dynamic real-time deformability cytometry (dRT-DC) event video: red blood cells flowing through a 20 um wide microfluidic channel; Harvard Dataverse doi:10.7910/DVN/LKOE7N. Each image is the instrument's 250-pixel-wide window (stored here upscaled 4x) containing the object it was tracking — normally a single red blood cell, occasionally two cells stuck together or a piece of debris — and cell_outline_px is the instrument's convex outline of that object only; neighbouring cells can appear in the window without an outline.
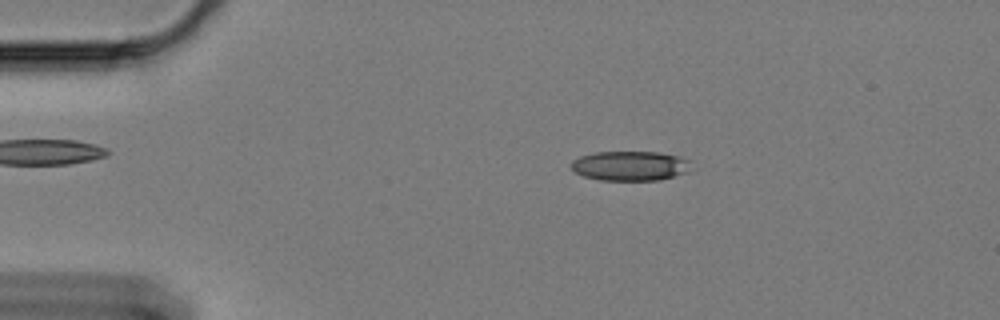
{"species": "Egyptian fruit bat (a non-hibernating species)", "species_latin": "Rousettus aegyptiacus", "temperature_condition": "cold", "stored_images_in_passage": 59, "camera_frame_rate_fps": 3000, "um_per_image_px": 0.085, "animal": {"sex": "female"}, "frame": {"image": 1, "passage_image": 10, "time_ms": 3.0, "image_size_px": [1000, 320], "cell_outline_px": [[692, 172], [660, 180], [600, 180], [584, 176], [576, 172], [572, 168], [572, 160], [580, 156], [596, 152], [660, 152], [692, 160]], "centroid_in_image_um": [53.66, 14.1], "position_along_channel_um": 31.3, "area_um2": 20.98}}
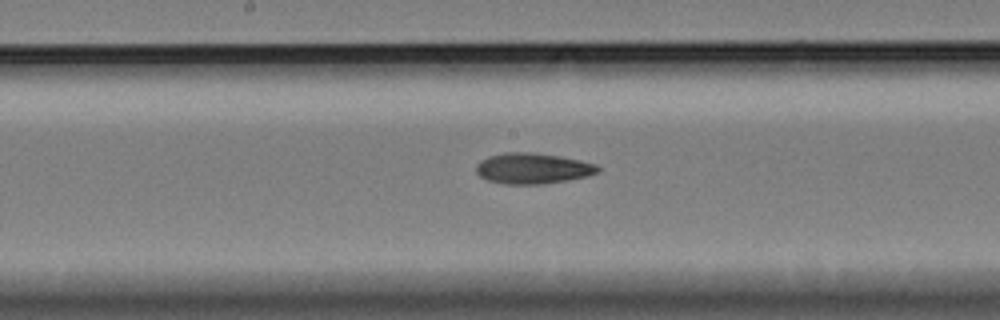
{"frame": {"image": 2, "passage_image": 30, "time_ms": 9.667, "image_size_px": [1000, 320], "cell_outline_px": [[600, 172], [588, 176], [568, 180], [544, 184], [504, 184], [488, 180], [480, 176], [476, 172], [476, 164], [480, 160], [488, 156], [504, 152], [532, 152], [560, 156], [580, 160], [596, 164], [600, 168]], "centroid_in_image_um": [45.28, 14.31], "position_along_channel_um": 202.9, "area_um2": 22.02}}
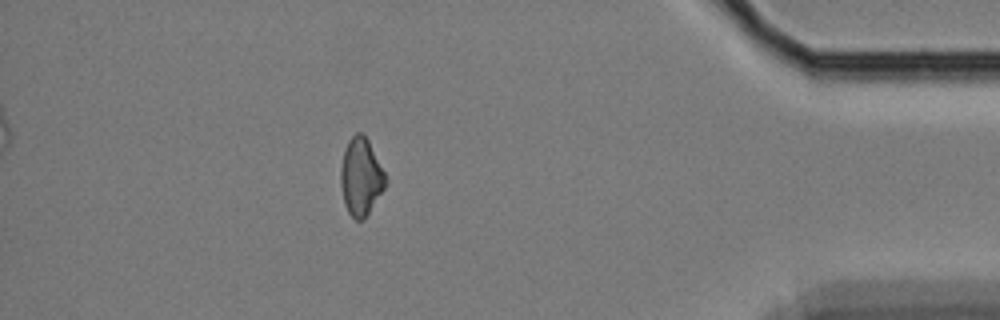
{"frame": {"image": 3, "passage_image": 52, "time_ms": 17.0, "image_size_px": [1000, 320], "cell_outline_px": [[388, 180], [384, 188], [364, 220], [356, 220], [348, 212], [344, 204], [340, 188], [340, 168], [344, 148], [348, 140], [356, 132], [360, 132], [368, 140]], "centroid_in_image_um": [30.65, 15.04], "position_along_channel_um": 404.6, "area_um2": 20.29}, "authors_computed_cell_mechanics": {"area_um2": 21.097, "velocity_mm_per_s": 3.3117, "shape_relaxation_time_tau1_ms": 8.4162, "shape_relaxation_time_tau2_ms": 8.785, "deformation_change_tau1": 0.1522, "deformation_change_tau2": 0.1554}}